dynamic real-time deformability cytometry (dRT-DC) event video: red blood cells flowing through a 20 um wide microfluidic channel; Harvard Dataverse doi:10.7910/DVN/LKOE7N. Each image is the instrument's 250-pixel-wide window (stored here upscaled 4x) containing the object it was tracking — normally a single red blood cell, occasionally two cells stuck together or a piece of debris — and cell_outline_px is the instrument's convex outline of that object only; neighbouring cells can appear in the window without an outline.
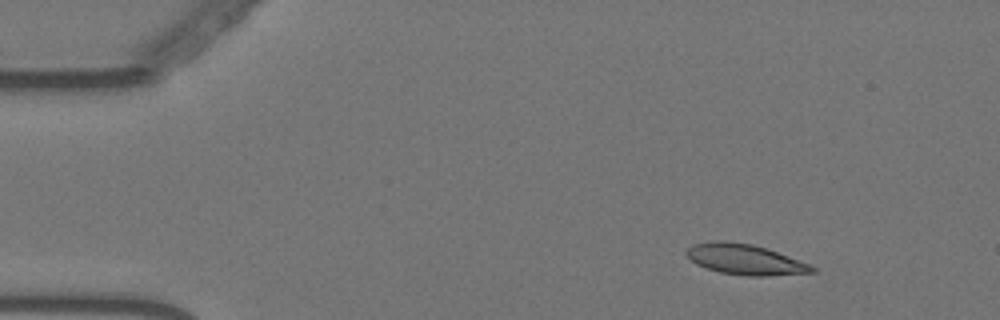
{"species": "Egyptian fruit bat (a non-hibernating species)", "species_latin": "Rousettus aegyptiacus", "temperature_condition": "warm", "stored_images_in_passage": 56, "camera_frame_rate_fps": 3000, "um_per_image_px": 0.085, "animal": {"sex": "female"}, "frame": {"image": 1, "passage_image": 7, "time_ms": 2.0, "image_size_px": [1000, 320], "cell_outline_px": [[816, 272], [768, 276], [748, 276], [720, 272], [696, 264], [684, 252], [692, 244], [716, 240], [724, 240], [752, 244], [812, 264], [816, 268]], "centroid_in_image_um": [63.34, 22.05], "position_along_channel_um": 21.7, "area_um2": 22.25}}
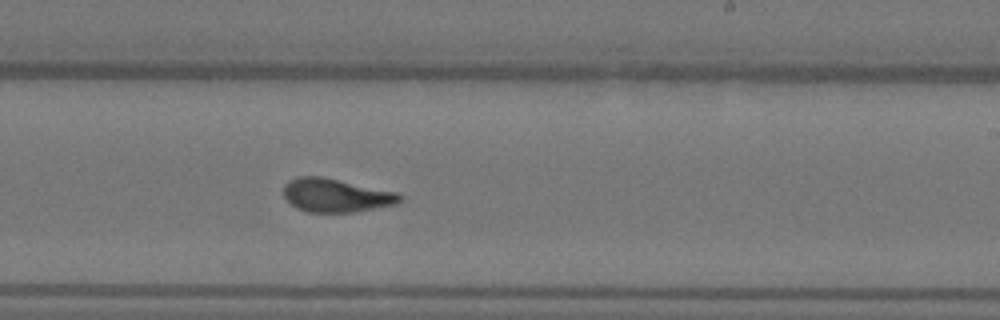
{"frame": {"image": 2, "passage_image": 34, "time_ms": 11.0, "image_size_px": [1000, 320], "cell_outline_px": [[404, 196], [396, 204], [352, 212], [308, 212], [296, 208], [284, 200], [284, 184], [288, 180], [300, 176], [320, 176], [396, 192]], "centroid_in_image_um": [28.5, 16.6], "position_along_channel_um": 260.5, "area_um2": 22.6}}
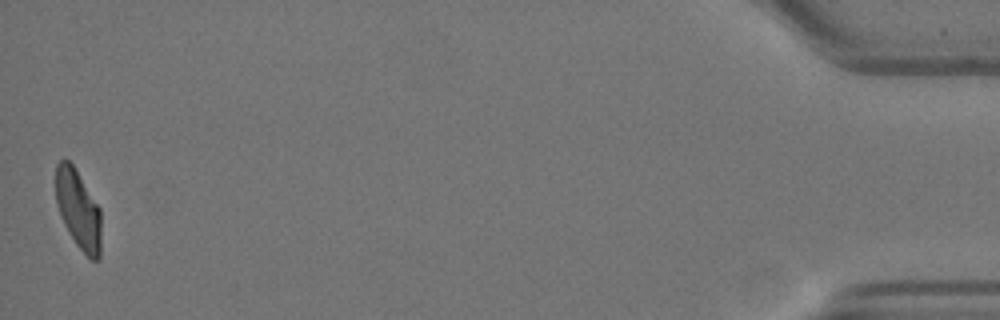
{"frame": {"image": 3, "passage_image": 56, "time_ms": 18.333, "image_size_px": [1000, 320], "cell_outline_px": [[100, 260], [92, 260], [76, 244], [68, 232], [60, 216], [56, 204], [56, 164], [60, 160], [68, 160], [72, 164], [100, 208]], "centroid_in_image_um": [6.64, 17.81], "position_along_channel_um": 428.6, "area_um2": 20.69}, "authors_computed_cell_mechanics": {"area_um2": 22.253, "velocity_mm_per_s": 3.5647, "shape_relaxation_time_tau1_ms": 7.8784, "shape_relaxation_time_tau2_ms": 1.2617, "deformation_change_tau1": 0.2375, "deformation_change_tau2": 0.0786}}